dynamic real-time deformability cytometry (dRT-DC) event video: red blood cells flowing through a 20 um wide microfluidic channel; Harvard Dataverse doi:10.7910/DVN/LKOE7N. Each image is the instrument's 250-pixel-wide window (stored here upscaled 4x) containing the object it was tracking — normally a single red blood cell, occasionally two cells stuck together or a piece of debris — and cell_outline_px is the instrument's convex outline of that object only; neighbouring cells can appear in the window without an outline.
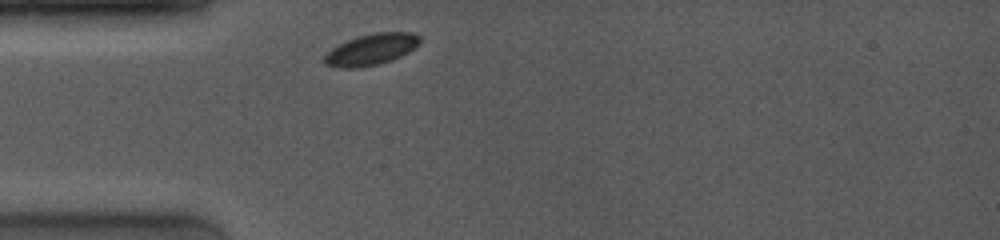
{"species": "common noctule bat (a hibernating species)", "species_latin": "Nyctalus noctula", "temperature_condition": "room temperature", "stored_images_in_passage": 14, "camera_frame_rate_fps": 4000, "um_per_image_px": 0.085, "animal": {"sex": "female", "body_mass_g": 19.0, "forearm_length_mm": 53.3}, "frame": {"image": 1, "passage_image": 1, "time_ms": 0.0, "image_size_px": [1000, 240], "cell_outline_px": [[420, 40], [408, 52], [392, 60], [380, 64], [360, 68], [344, 68], [324, 64], [324, 56], [332, 48], [348, 40], [360, 36], [376, 32], [412, 32], [420, 36]], "centroid_in_image_um": [31.55, 4.21], "position_along_channel_um": 53.5, "area_um2": 17.17}}
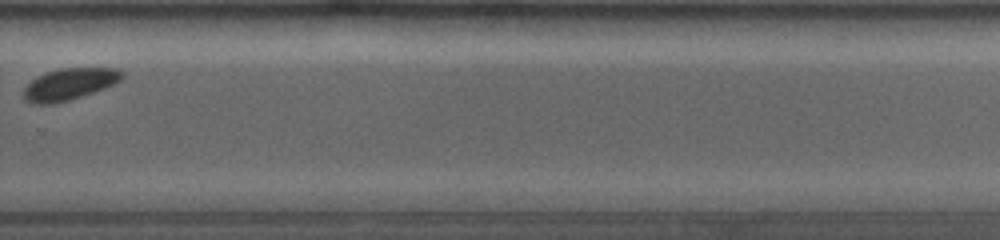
{"frame": {"image": 2, "passage_image": 11, "time_ms": 7.25, "image_size_px": [1000, 240], "cell_outline_px": [[124, 76], [120, 80], [104, 88], [68, 100], [52, 104], [32, 104], [24, 96], [24, 88], [32, 80], [48, 72], [60, 68], [116, 68], [124, 72]], "centroid_in_image_um": [5.91, 7.14], "position_along_channel_um": 323.9, "area_um2": 17.74}}
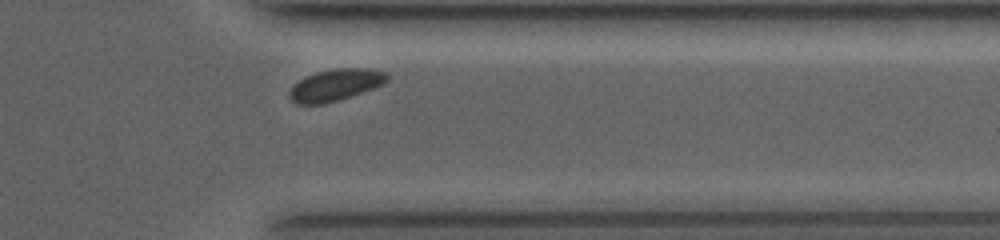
{"frame": {"image": 3, "passage_image": 13, "time_ms": 8.75, "image_size_px": [1000, 240], "cell_outline_px": [[388, 80], [384, 84], [324, 104], [296, 104], [288, 96], [288, 92], [304, 76], [316, 72], [336, 68], [368, 68], [384, 72], [388, 76]], "centroid_in_image_um": [28.49, 7.21], "position_along_channel_um": 382.9, "area_um2": 17.74}, "authors_computed_cell_mechanics": {"area_um2": 17.9758, "velocity_mm_per_s": 3.8339, "shape_relaxation_time_tau1_ms": null, "shape_relaxation_time_tau2_ms": 9.5551, "deformation_change_tau1": null, "deformation_change_tau2": 0.0883}}